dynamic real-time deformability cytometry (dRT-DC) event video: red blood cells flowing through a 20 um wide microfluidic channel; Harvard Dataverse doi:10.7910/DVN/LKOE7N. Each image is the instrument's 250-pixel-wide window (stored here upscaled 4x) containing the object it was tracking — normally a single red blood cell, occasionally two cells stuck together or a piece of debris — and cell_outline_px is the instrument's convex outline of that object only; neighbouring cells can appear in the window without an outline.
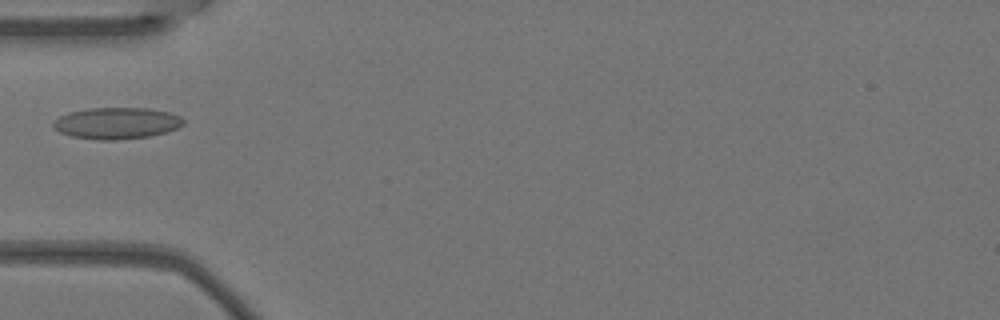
{"species": "Egyptian fruit bat (a non-hibernating species)", "species_latin": "Rousettus aegyptiacus", "temperature_condition": "warm", "stored_images_in_passage": 4, "camera_frame_rate_fps": 3000, "um_per_image_px": 0.085, "animal": {"sex": "female"}, "frame": {"image": 1, "passage_image": 4, "time_ms": 1.0, "image_size_px": [1000, 320], "cell_outline_px": [[184, 124], [168, 132], [148, 136], [120, 140], [100, 140], [72, 136], [60, 132], [52, 128], [52, 124], [60, 116], [68, 112], [88, 108], [148, 108], [168, 112], [180, 116], [184, 120]], "centroid_in_image_um": [9.91, 10.47], "position_along_channel_um": 75.1, "area_um2": 23.93}}